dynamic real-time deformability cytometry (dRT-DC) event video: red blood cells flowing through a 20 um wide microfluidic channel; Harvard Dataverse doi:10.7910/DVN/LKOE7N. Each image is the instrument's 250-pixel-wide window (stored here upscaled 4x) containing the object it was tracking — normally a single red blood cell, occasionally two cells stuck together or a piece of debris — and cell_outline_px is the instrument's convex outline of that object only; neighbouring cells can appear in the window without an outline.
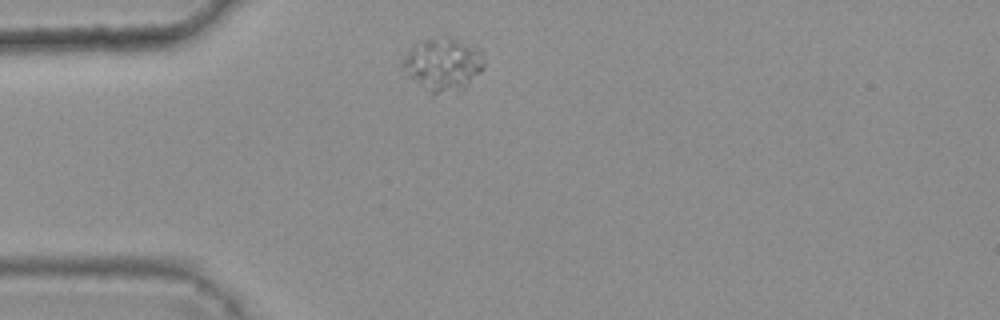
{"species": "common noctule bat (a hibernating species)", "species_latin": "Nyctalus noctula", "temperature_condition": "warm", "stored_images_in_passage": 2, "camera_frame_rate_fps": 3000, "um_per_image_px": 0.085, "animal": {"sex": "female", "body_mass_g": 25.1}, "frame": {"image": 1, "passage_image": 1, "time_ms": 0.0, "image_size_px": [1000, 320], "cell_outline_px": [[484, 68], [460, 92], [432, 96], [400, 64], [412, 44], [420, 40], [448, 36], [476, 44], [484, 48]], "centroid_in_image_um": [37.74, 5.44], "position_along_channel_um": 47.3, "area_um2": 25.84}}